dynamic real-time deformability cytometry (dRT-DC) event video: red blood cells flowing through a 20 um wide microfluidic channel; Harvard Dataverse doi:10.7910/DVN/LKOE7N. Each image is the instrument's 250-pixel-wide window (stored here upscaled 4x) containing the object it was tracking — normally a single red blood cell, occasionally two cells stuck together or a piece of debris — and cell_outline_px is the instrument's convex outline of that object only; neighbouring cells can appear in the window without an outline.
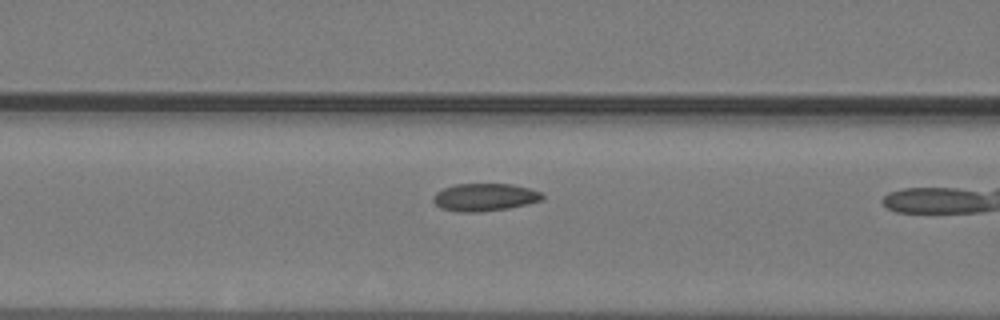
{"species": "common noctule bat (a hibernating species)", "species_latin": "Nyctalus noctula", "temperature_condition": "warm", "stored_images_in_passage": 6, "camera_frame_rate_fps": 3000, "um_per_image_px": 0.085, "animal": {"sex": "male", "body_mass_g": 19.2, "forearm_length_mm": 51.8}, "frame": {"image": 1, "passage_image": 5, "time_ms": 1.333, "image_size_px": [1000, 320], "cell_outline_px": [[544, 200], [508, 208], [480, 212], [460, 212], [440, 208], [432, 200], [432, 196], [436, 192], [444, 188], [456, 184], [512, 184], [544, 192]], "centroid_in_image_um": [41.21, 16.76], "position_along_channel_um": 125.4, "area_um2": 17.69}}